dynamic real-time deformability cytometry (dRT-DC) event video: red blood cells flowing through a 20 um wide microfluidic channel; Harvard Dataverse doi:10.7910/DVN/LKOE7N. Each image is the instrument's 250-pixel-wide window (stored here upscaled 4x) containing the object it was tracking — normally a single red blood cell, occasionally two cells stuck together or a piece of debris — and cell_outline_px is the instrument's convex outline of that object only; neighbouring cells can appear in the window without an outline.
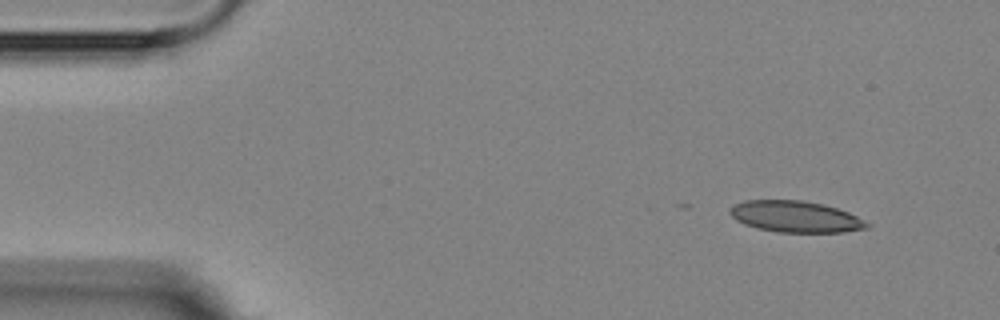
{"species": "Egyptian fruit bat (a non-hibernating species)", "species_latin": "Rousettus aegyptiacus", "temperature_condition": "room temperature", "stored_images_in_passage": 4, "camera_frame_rate_fps": 3000, "um_per_image_px": 0.085, "animal": {"sex": "female"}, "frame": {"image": 1, "passage_image": 1, "time_ms": 0.0, "image_size_px": [1000, 320], "cell_outline_px": [[872, 224], [868, 228], [844, 232], [776, 232], [756, 228], [744, 224], [736, 220], [728, 212], [728, 208], [732, 204], [744, 200], [804, 200], [824, 204], [848, 212]], "centroid_in_image_um": [67.58, 18.41], "position_along_channel_um": 17.4, "area_um2": 25.32}}